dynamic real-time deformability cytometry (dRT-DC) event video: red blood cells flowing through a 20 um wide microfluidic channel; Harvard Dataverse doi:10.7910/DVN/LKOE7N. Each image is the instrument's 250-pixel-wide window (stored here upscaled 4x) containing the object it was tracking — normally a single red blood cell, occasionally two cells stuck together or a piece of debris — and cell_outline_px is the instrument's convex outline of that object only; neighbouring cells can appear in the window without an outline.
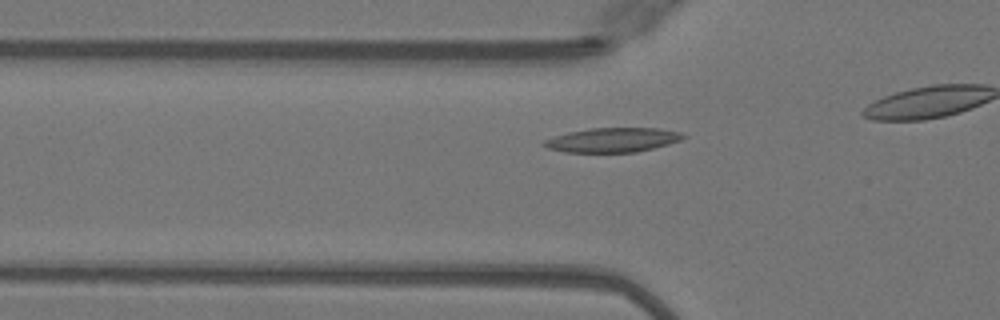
{"species": "Egyptian fruit bat (a non-hibernating species)", "species_latin": "Rousettus aegyptiacus", "temperature_condition": "warm", "stored_images_in_passage": 17, "camera_frame_rate_fps": 3000, "um_per_image_px": 0.085, "animal": {"sex": "female"}, "frame": {"image": 1, "passage_image": 12, "time_ms": 3.667, "image_size_px": [1000, 320], "cell_outline_px": [[688, 136], [680, 140], [668, 144], [636, 152], [564, 152], [548, 148], [540, 144], [544, 140], [568, 132], [592, 128], [656, 128], [680, 132]], "centroid_in_image_um": [52.06, 11.9], "position_along_channel_um": 73.7, "area_um2": 19.65}}
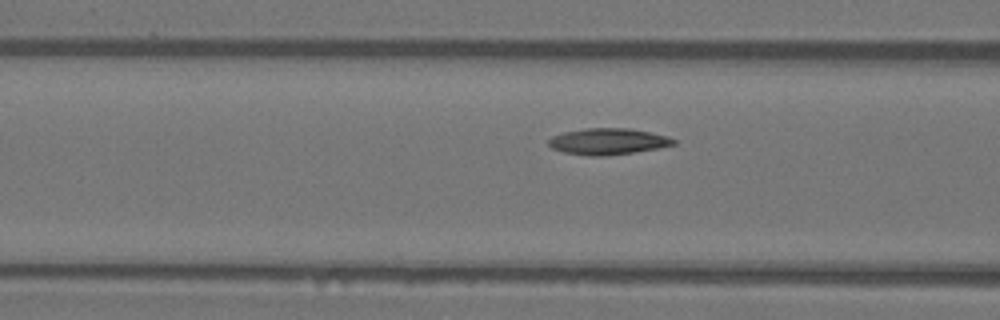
{"frame": {"image": 2, "passage_image": 15, "time_ms": 4.667, "image_size_px": [1000, 320], "cell_outline_px": [[676, 144], [656, 148], [632, 152], [604, 156], [588, 156], [564, 152], [552, 148], [548, 144], [548, 140], [552, 136], [564, 132], [584, 128], [628, 128], [668, 136], [676, 140]], "centroid_in_image_um": [51.65, 12.02], "position_along_channel_um": 115.0, "area_um2": 19.02}}